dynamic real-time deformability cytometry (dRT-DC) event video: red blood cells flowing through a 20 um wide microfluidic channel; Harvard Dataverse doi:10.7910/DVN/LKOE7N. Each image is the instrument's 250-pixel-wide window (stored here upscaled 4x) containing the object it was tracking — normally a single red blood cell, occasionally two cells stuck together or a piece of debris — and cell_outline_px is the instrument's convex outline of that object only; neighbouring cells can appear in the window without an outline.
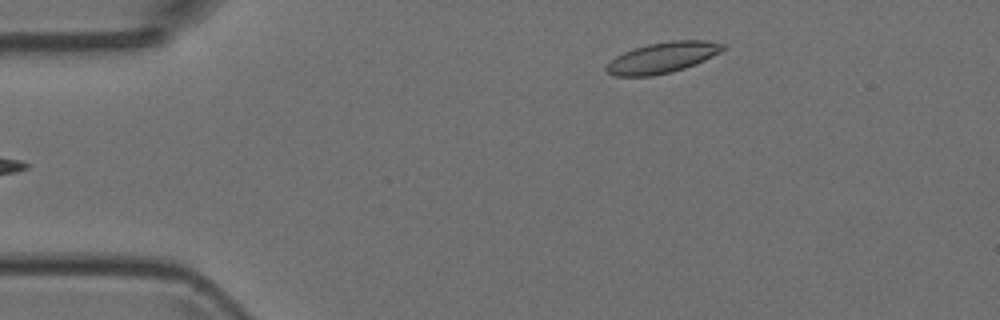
{"species": "Egyptian fruit bat (a non-hibernating species)", "species_latin": "Rousettus aegyptiacus", "temperature_condition": "room temperature", "stored_images_in_passage": 3, "camera_frame_rate_fps": 3000, "um_per_image_px": 0.085, "animal": {"sex": "female"}, "frame": {"image": 1, "passage_image": 3, "time_ms": 0.667, "image_size_px": [1000, 320], "cell_outline_px": [[728, 44], [720, 52], [696, 64], [672, 72], [652, 76], [616, 76], [608, 72], [604, 68], [616, 56], [624, 52], [648, 44], [672, 40], [708, 40]], "centroid_in_image_um": [56.35, 4.89], "position_along_channel_um": 28.6, "area_um2": 20.81}}